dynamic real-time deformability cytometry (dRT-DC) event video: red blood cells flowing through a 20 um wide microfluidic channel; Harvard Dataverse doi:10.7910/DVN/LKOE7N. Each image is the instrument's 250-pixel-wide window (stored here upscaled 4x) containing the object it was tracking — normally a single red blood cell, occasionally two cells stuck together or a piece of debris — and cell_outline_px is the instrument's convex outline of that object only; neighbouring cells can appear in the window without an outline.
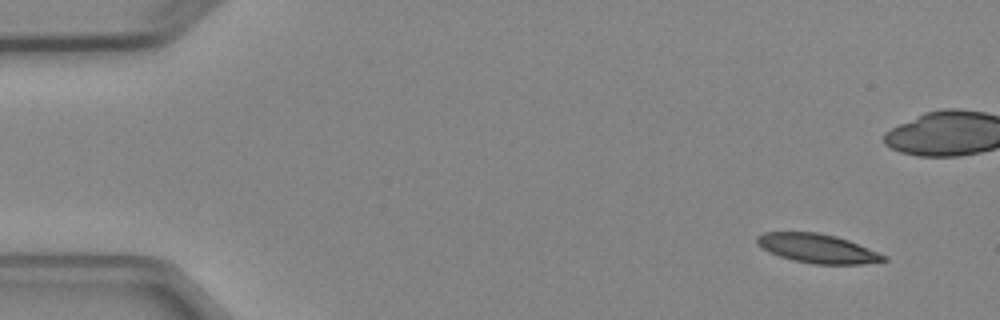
{"species": "Egyptian fruit bat (a non-hibernating species)", "species_latin": "Rousettus aegyptiacus", "temperature_condition": "cold", "stored_images_in_passage": 6, "camera_frame_rate_fps": 3000, "um_per_image_px": 0.085, "animal": {"sex": "female"}, "frame": {"image": 1, "passage_image": 1, "time_ms": 0.0, "image_size_px": [1000, 320], "cell_outline_px": [[888, 260], [860, 264], [816, 264], [796, 260], [780, 256], [768, 252], [756, 244], [756, 236], [764, 232], [816, 232], [836, 236], [848, 240], [888, 256]], "centroid_in_image_um": [69.47, 21.11], "position_along_channel_um": 15.5, "area_um2": 21.33}}